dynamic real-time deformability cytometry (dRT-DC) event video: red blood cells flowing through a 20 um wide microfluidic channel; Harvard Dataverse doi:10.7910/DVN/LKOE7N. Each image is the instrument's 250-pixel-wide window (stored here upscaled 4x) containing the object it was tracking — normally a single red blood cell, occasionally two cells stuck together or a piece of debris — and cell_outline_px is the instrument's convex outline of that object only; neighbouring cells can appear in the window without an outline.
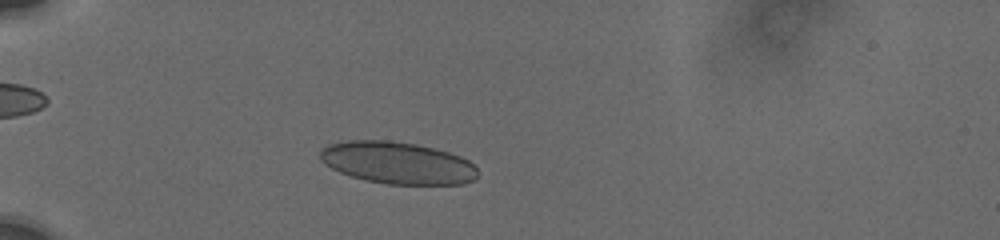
{"species": "human", "species_latin": "Homo sapiens", "temperature_condition": "cold", "stored_images_in_passage": 30, "camera_frame_rate_fps": 3000, "um_per_image_px": 0.085, "donor": {"sex": "male"}, "frame": {"image": 1, "passage_image": 4, "time_ms": 2.0, "image_size_px": [1000, 240], "cell_outline_px": [[476, 180], [464, 184], [384, 184], [364, 180], [340, 172], [324, 164], [320, 160], [320, 152], [328, 144], [348, 140], [388, 140], [416, 144], [448, 152], [460, 156], [468, 160], [476, 168]], "centroid_in_image_um": [33.77, 13.84], "position_along_channel_um": 51.2, "area_um2": 38.61}}
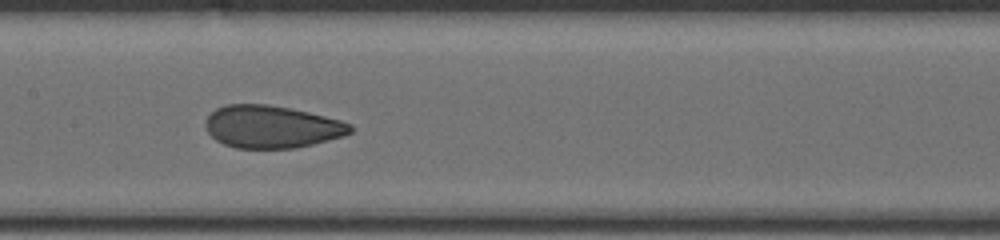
{"frame": {"image": 2, "passage_image": 10, "time_ms": 6.333, "image_size_px": [1000, 240], "cell_outline_px": [[352, 132], [344, 136], [296, 148], [236, 148], [224, 144], [216, 140], [208, 132], [204, 124], [208, 116], [216, 108], [228, 104], [264, 104], [288, 108], [308, 112], [340, 120], [352, 124]], "centroid_in_image_um": [23.09, 10.78], "position_along_channel_um": 184.3, "area_um2": 35.72}}
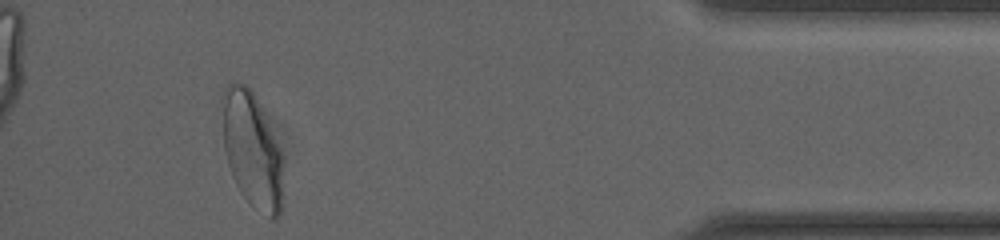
{"frame": {"image": 3, "passage_image": 27, "time_ms": 13.667, "image_size_px": [1000, 240], "cell_outline_px": [[284, 160], [280, 212], [276, 220], [272, 220], [252, 208], [248, 204], [240, 192], [232, 176], [228, 164], [224, 148], [220, 100], [224, 88], [228, 84], [236, 80], [244, 84], [252, 92], [256, 100]], "centroid_in_image_um": [21.38, 12.8], "position_along_channel_um": 413.8, "area_um2": 41.1}, "authors_computed_cell_mechanics": {"area_um2": 37.3099, "velocity_mm_per_s": 3.7443, "shape_relaxation_time_tau1_ms": 7.3923, "shape_relaxation_time_tau2_ms": null, "deformation_change_tau1": 0.1504, "deformation_change_tau2": null}}